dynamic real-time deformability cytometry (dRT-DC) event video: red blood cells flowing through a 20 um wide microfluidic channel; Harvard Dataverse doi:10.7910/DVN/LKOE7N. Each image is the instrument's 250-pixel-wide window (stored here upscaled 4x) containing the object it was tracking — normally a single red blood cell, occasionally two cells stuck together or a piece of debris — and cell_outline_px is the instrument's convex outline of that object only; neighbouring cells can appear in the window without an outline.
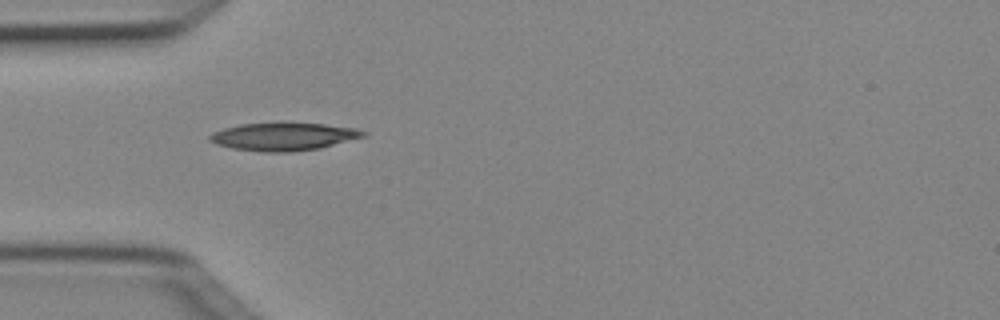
{"species": "Egyptian fruit bat (a non-hibernating species)", "species_latin": "Rousettus aegyptiacus", "temperature_condition": "cold", "stored_images_in_passage": 7, "camera_frame_rate_fps": 3000, "um_per_image_px": 0.085, "animal": {"sex": "female"}, "frame": {"image": 1, "passage_image": 5, "time_ms": 1.333, "image_size_px": [1000, 320], "cell_outline_px": [[368, 132], [364, 136], [320, 148], [288, 152], [264, 152], [232, 148], [216, 144], [208, 140], [208, 136], [212, 132], [224, 128], [240, 124], [324, 124], [356, 128]], "centroid_in_image_um": [24.07, 11.62], "position_along_channel_um": 60.9, "area_um2": 24.45}}
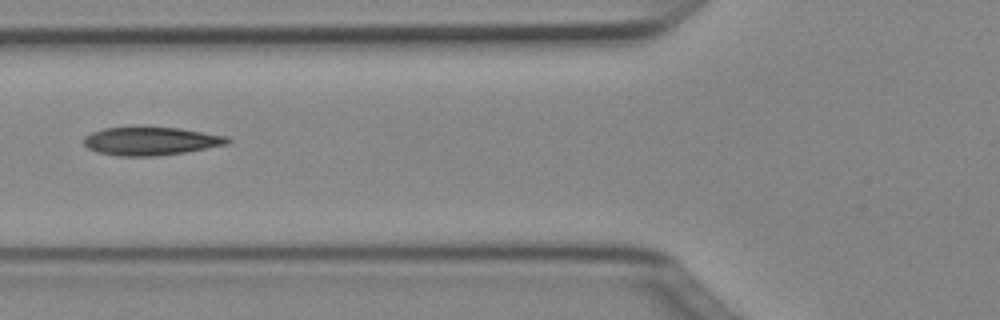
{"frame": {"image": 2, "passage_image": 6, "time_ms": 1.667, "image_size_px": [1000, 320], "cell_outline_px": [[232, 140], [228, 144], [184, 152], [156, 156], [120, 156], [96, 152], [88, 148], [84, 144], [84, 136], [92, 132], [104, 128], [180, 128], [228, 136]], "centroid_in_image_um": [12.83, 12.0], "position_along_channel_um": 113.0, "area_um2": 23.41}}
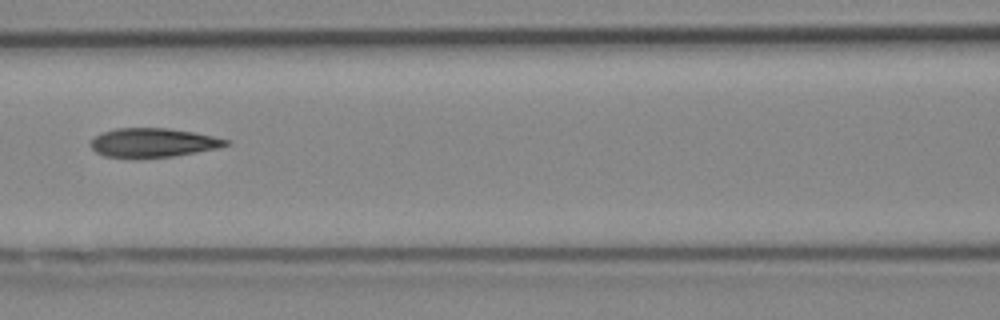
{"frame": {"image": 3, "passage_image": 7, "time_ms": 2.0, "image_size_px": [1000, 320], "cell_outline_px": [[232, 144], [220, 148], [172, 156], [104, 156], [96, 152], [88, 144], [96, 136], [104, 132], [116, 128], [168, 128], [192, 132], [212, 136], [228, 140]], "centroid_in_image_um": [13.04, 12.1], "position_along_channel_um": 153.6, "area_um2": 22.31}}